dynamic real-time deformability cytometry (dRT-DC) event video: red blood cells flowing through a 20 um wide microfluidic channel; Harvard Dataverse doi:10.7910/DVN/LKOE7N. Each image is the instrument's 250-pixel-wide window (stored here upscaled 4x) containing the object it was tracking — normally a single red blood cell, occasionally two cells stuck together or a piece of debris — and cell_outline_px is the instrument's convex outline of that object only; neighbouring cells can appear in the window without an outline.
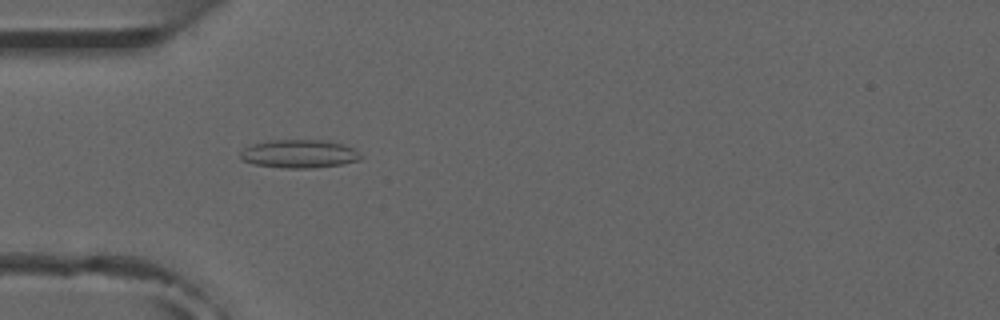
{"species": "common noctule bat (a hibernating species)", "species_latin": "Nyctalus noctula", "temperature_condition": "room temperature", "stored_images_in_passage": 6, "camera_frame_rate_fps": 3000, "um_per_image_px": 0.085, "animal": {"sex": "male", "forearm_length_mm": 52.5}, "frame": {"image": 1, "passage_image": 2, "time_ms": 1.0, "image_size_px": [1000, 320], "cell_outline_px": [[364, 156], [360, 160], [344, 164], [312, 168], [280, 168], [252, 164], [240, 160], [240, 152], [244, 148], [252, 144], [268, 140], [328, 140], [344, 144], [360, 152]], "centroid_in_image_um": [25.44, 13.08], "position_along_channel_um": 59.6, "area_um2": 20.29}}
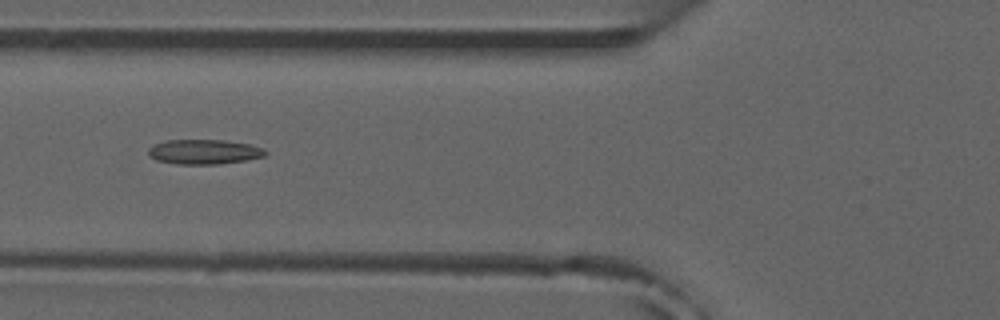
{"frame": {"image": 2, "passage_image": 3, "time_ms": 2.333, "image_size_px": [1000, 320], "cell_outline_px": [[268, 152], [264, 156], [248, 160], [220, 164], [176, 164], [156, 160], [148, 156], [148, 148], [152, 144], [164, 140], [224, 140], [248, 144], [264, 148]], "centroid_in_image_um": [17.32, 12.9], "position_along_channel_um": 108.5, "area_um2": 17.11}}
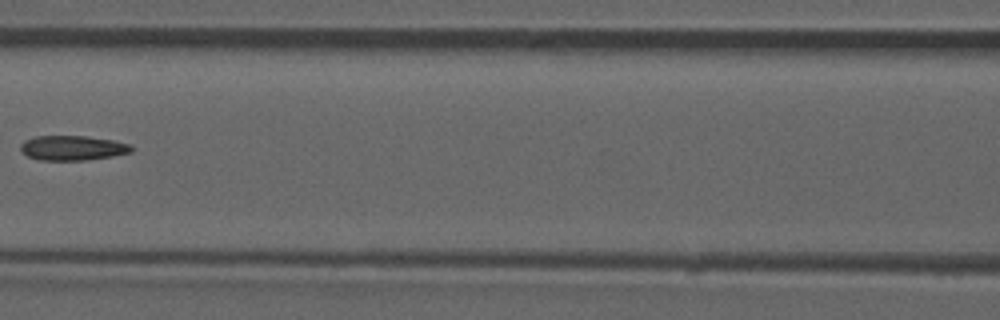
{"frame": {"image": 3, "passage_image": 4, "time_ms": 3.667, "image_size_px": [1000, 320], "cell_outline_px": [[132, 152], [112, 156], [88, 160], [40, 160], [28, 156], [20, 152], [20, 144], [24, 140], [36, 136], [88, 136], [112, 140], [132, 144]], "centroid_in_image_um": [6.16, 12.57], "position_along_channel_um": 160.4, "area_um2": 16.13}}